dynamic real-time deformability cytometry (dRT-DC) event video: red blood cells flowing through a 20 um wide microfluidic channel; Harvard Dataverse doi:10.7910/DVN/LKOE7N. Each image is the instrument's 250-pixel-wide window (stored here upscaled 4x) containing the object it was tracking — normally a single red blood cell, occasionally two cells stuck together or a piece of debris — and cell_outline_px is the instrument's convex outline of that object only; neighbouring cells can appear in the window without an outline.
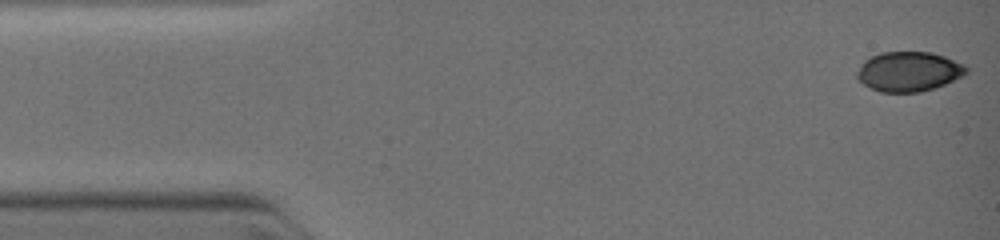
{"species": "common noctule bat (a hibernating species)", "species_latin": "Nyctalus noctula", "temperature_condition": "warm", "stored_images_in_passage": 5, "camera_frame_rate_fps": 3000, "um_per_image_px": 0.085, "animal": {"sex": "female", "body_mass_g": 19.0, "forearm_length_mm": 51.5}, "frame": {"image": 1, "passage_image": 1, "time_ms": 0.0, "image_size_px": [1000, 240], "cell_outline_px": [[968, 72], [964, 76], [944, 84], [920, 92], [880, 92], [864, 84], [856, 76], [856, 72], [864, 60], [880, 52], [932, 52], [944, 56], [964, 64], [968, 68]], "centroid_in_image_um": [77.26, 6.07], "position_along_channel_um": 7.7, "area_um2": 25.26}}
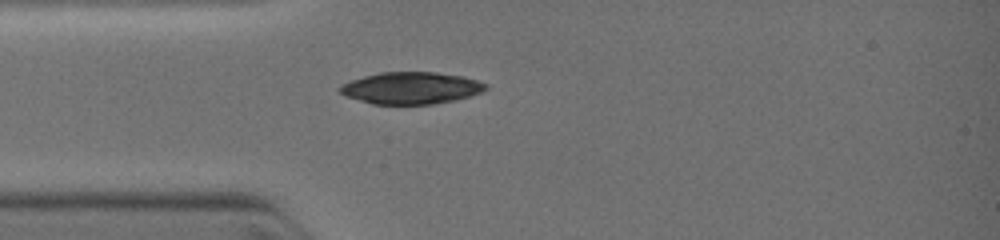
{"frame": {"image": 2, "passage_image": 5, "time_ms": 3.0, "image_size_px": [1000, 240], "cell_outline_px": [[488, 88], [480, 92], [468, 96], [452, 100], [432, 104], [372, 104], [344, 96], [336, 88], [352, 80], [364, 76], [380, 72], [436, 72], [464, 76], [488, 84]], "centroid_in_image_um": [34.92, 7.47], "position_along_channel_um": 50.1, "area_um2": 27.05}}